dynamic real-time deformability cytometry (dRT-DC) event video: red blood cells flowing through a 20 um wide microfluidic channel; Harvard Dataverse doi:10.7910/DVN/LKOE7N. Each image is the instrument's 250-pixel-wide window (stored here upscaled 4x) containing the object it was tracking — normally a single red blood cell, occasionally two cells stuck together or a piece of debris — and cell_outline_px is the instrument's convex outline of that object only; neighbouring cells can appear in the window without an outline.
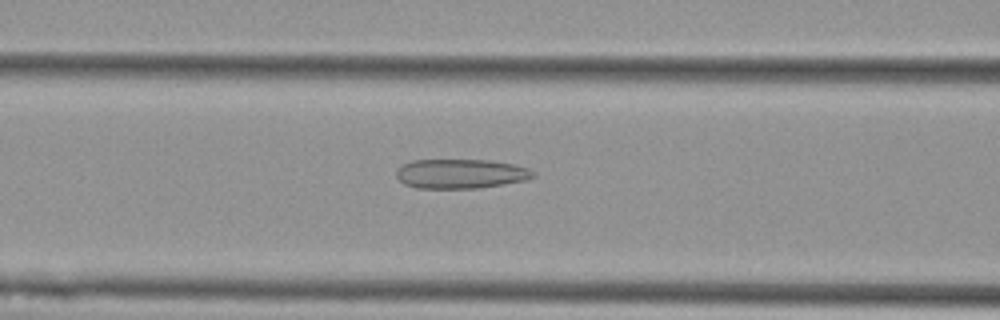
{"species": "Egyptian fruit bat (a non-hibernating species)", "species_latin": "Rousettus aegyptiacus", "temperature_condition": "cold", "stored_images_in_passage": 31, "camera_frame_rate_fps": 3000, "um_per_image_px": 0.085, "animal": {"sex": "female"}, "frame": {"image": 1, "passage_image": 6, "time_ms": 1.667, "image_size_px": [1000, 320], "cell_outline_px": [[536, 176], [528, 180], [476, 188], [416, 188], [404, 184], [396, 176], [396, 168], [412, 160], [488, 160], [512, 164], [528, 168], [536, 172]], "centroid_in_image_um": [39.16, 14.77], "position_along_channel_um": 127.4, "area_um2": 23.52}}
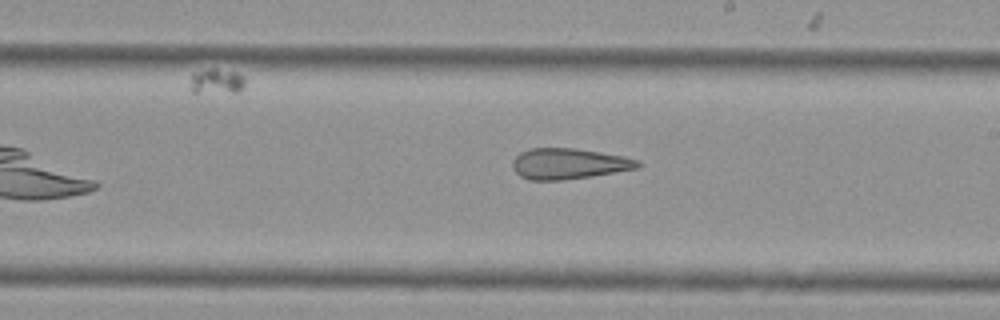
{"frame": {"image": 2, "passage_image": 15, "time_ms": 4.667, "image_size_px": [1000, 320], "cell_outline_px": [[644, 164], [636, 168], [592, 176], [564, 180], [528, 180], [520, 176], [512, 168], [512, 160], [520, 152], [528, 148], [576, 148], [624, 156], [640, 160]], "centroid_in_image_um": [48.33, 13.91], "position_along_channel_um": 240.7, "area_um2": 22.66}}
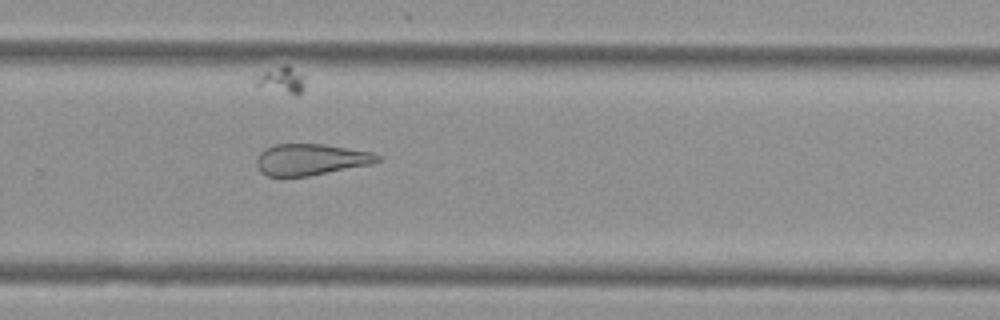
{"frame": {"image": 3, "passage_image": 20, "time_ms": 6.333, "image_size_px": [1000, 320], "cell_outline_px": [[380, 160], [372, 164], [308, 176], [268, 176], [260, 172], [256, 164], [256, 160], [260, 152], [264, 148], [276, 144], [324, 144], [372, 152], [380, 156]], "centroid_in_image_um": [26.4, 13.55], "position_along_channel_um": 303.4, "area_um2": 22.08}, "authors_computed_cell_mechanics": {"area_um2": 23.5246, "velocity_mm_per_s": 3.7765, "shape_relaxation_time_tau1_ms": null, "shape_relaxation_time_tau2_ms": 4.9596, "deformation_change_tau1": null, "deformation_change_tau2": 0.1777}}